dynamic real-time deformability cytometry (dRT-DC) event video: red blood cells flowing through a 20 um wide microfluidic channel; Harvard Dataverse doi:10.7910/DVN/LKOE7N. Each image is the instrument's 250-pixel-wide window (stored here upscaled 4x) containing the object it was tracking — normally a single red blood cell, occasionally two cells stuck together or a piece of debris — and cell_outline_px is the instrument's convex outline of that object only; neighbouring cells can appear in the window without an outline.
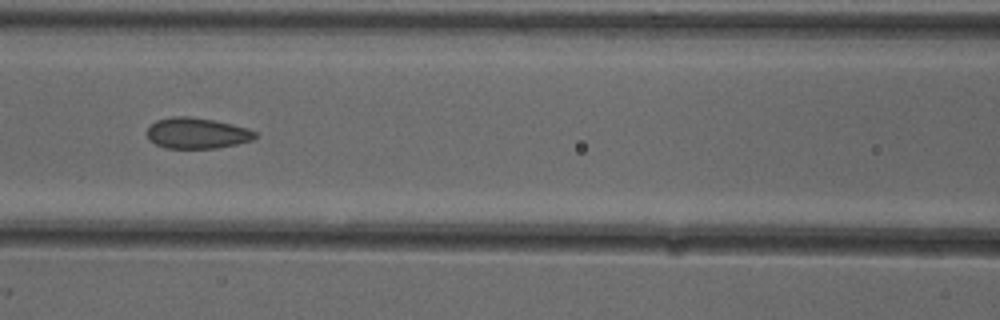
{"species": "common noctule bat (a hibernating species)", "species_latin": "Nyctalus noctula", "temperature_condition": "cold", "stored_images_in_passage": 8, "camera_frame_rate_fps": 3000, "um_per_image_px": 0.085, "animal": {"sex": "female"}, "frame": {"image": 1, "passage_image": 7, "time_ms": 2.0, "image_size_px": [1000, 320], "cell_outline_px": [[256, 136], [252, 140], [236, 144], [216, 148], [168, 148], [156, 144], [148, 136], [148, 128], [156, 120], [172, 116], [188, 116], [212, 120], [232, 124], [248, 128], [256, 132]], "centroid_in_image_um": [16.76, 11.31], "position_along_channel_um": 149.8, "area_um2": 19.19}}
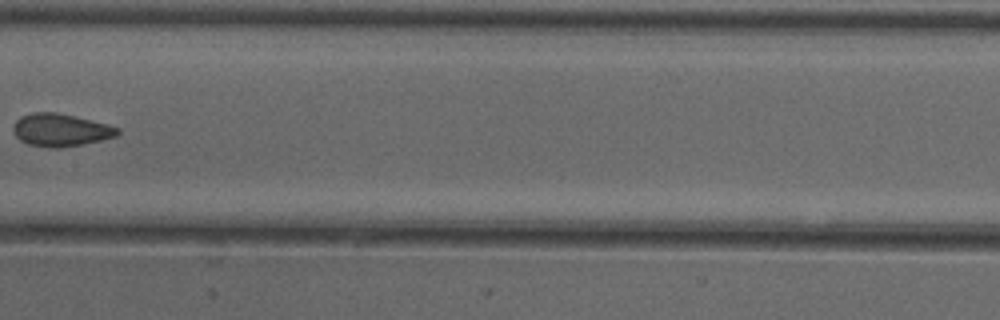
{"frame": {"image": 2, "passage_image": 8, "time_ms": 2.333, "image_size_px": [1000, 320], "cell_outline_px": [[120, 132], [116, 136], [100, 140], [60, 148], [52, 148], [28, 144], [20, 140], [16, 136], [12, 128], [16, 120], [20, 116], [32, 112], [56, 112], [76, 116], [120, 128]], "centroid_in_image_um": [5.12, 11.04], "position_along_channel_um": 202.3, "area_um2": 19.77}}